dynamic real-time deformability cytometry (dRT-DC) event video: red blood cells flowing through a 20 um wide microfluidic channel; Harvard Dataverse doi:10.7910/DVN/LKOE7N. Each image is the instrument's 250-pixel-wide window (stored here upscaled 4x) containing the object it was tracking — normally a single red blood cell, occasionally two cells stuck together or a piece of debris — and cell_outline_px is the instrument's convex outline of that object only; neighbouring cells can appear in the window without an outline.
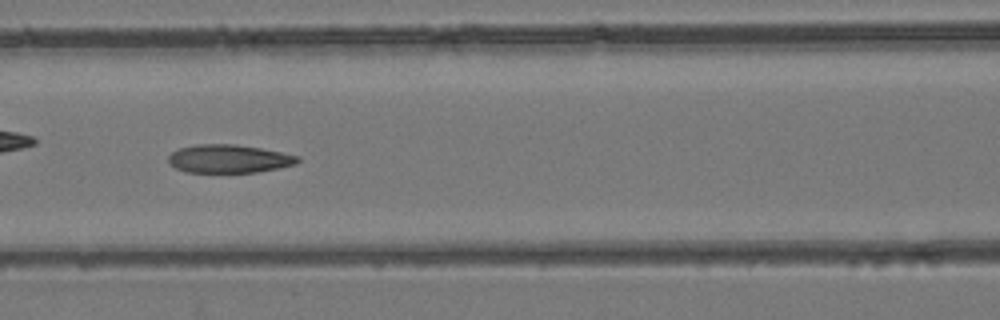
{"species": "common noctule bat (a hibernating species)", "species_latin": "Nyctalus noctula", "temperature_condition": "room temperature", "stored_images_in_passage": 17, "camera_frame_rate_fps": 3000, "um_per_image_px": 0.085, "animal": {"sex": "female", "body_mass_g": 24.6, "forearm_length_mm": 56.2}, "frame": {"image": 1, "passage_image": 14, "time_ms": 4.333, "image_size_px": [1000, 320], "cell_outline_px": [[300, 160], [296, 164], [280, 168], [256, 172], [184, 172], [168, 164], [168, 156], [172, 152], [180, 148], [196, 144], [236, 144], [260, 148], [300, 156]], "centroid_in_image_um": [19.44, 13.49], "position_along_channel_um": 147.2, "area_um2": 21.39}}